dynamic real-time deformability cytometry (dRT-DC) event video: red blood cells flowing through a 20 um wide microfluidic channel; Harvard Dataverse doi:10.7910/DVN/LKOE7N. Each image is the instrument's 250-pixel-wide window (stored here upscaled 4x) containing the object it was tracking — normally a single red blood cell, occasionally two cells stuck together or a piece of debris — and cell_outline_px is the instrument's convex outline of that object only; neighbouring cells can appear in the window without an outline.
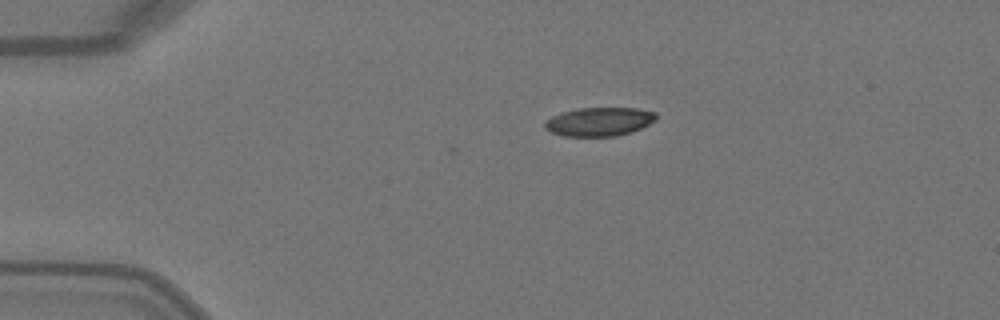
{"species": "Egyptian fruit bat (a non-hibernating species)", "species_latin": "Rousettus aegyptiacus", "temperature_condition": "warm", "stored_images_in_passage": 3, "camera_frame_rate_fps": 3000, "um_per_image_px": 0.085, "animal": {"sex": "female"}, "frame": {"image": 1, "passage_image": 3, "time_ms": 0.667, "image_size_px": [1000, 320], "cell_outline_px": [[656, 120], [632, 132], [616, 136], [564, 136], [552, 132], [544, 128], [544, 120], [560, 112], [576, 108], [636, 108], [656, 112]], "centroid_in_image_um": [50.9, 10.33], "position_along_channel_um": 34.1, "area_um2": 18.73}}